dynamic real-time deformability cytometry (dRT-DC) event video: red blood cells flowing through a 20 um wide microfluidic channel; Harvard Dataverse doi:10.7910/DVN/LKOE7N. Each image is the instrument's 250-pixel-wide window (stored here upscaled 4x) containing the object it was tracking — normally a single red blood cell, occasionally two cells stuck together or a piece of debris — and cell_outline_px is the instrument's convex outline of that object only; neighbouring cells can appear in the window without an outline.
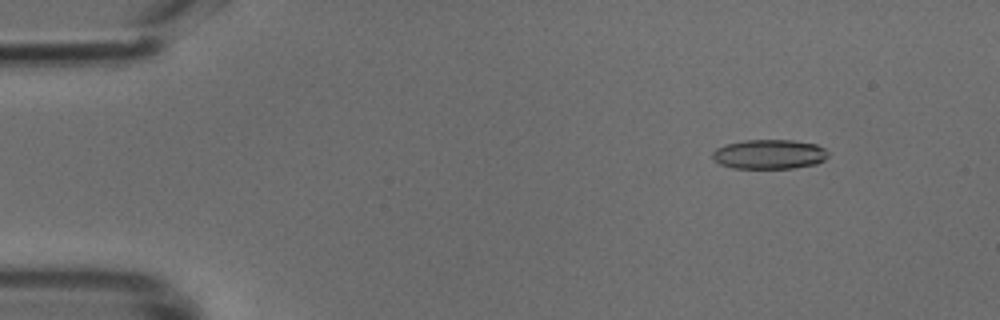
{"species": "common noctule bat (a hibernating species)", "species_latin": "Nyctalus noctula", "temperature_condition": "cold", "stored_images_in_passage": 49, "camera_frame_rate_fps": 3000, "um_per_image_px": 0.085, "animal": {"sex": "male", "body_mass_g": 18.8}, "frame": {"image": 1, "passage_image": 6, "time_ms": 1.667, "image_size_px": [1000, 320], "cell_outline_px": [[828, 156], [824, 160], [816, 164], [792, 168], [732, 168], [720, 164], [712, 160], [712, 152], [716, 148], [728, 144], [744, 140], [792, 140], [816, 144], [824, 148], [828, 152]], "centroid_in_image_um": [65.38, 13.11], "position_along_channel_um": 19.6, "area_um2": 19.94}}
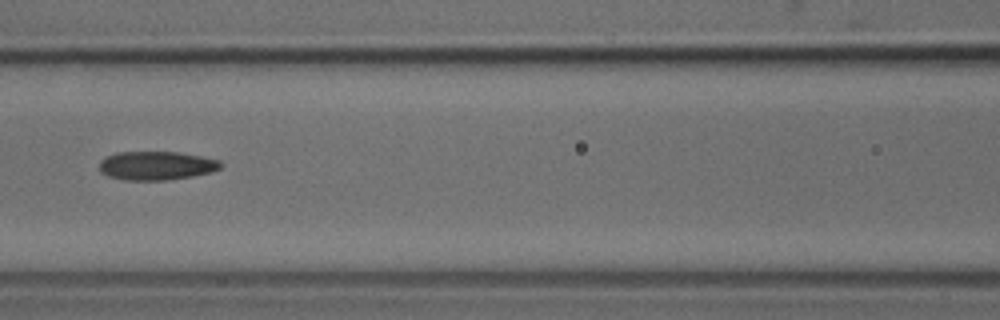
{"frame": {"image": 2, "passage_image": 22, "time_ms": 7.0, "image_size_px": [1000, 320], "cell_outline_px": [[224, 164], [220, 168], [212, 172], [192, 176], [164, 180], [124, 180], [108, 176], [100, 172], [100, 160], [116, 152], [180, 152], [220, 160]], "centroid_in_image_um": [13.31, 14.08], "position_along_channel_um": 153.3, "area_um2": 20.35}}
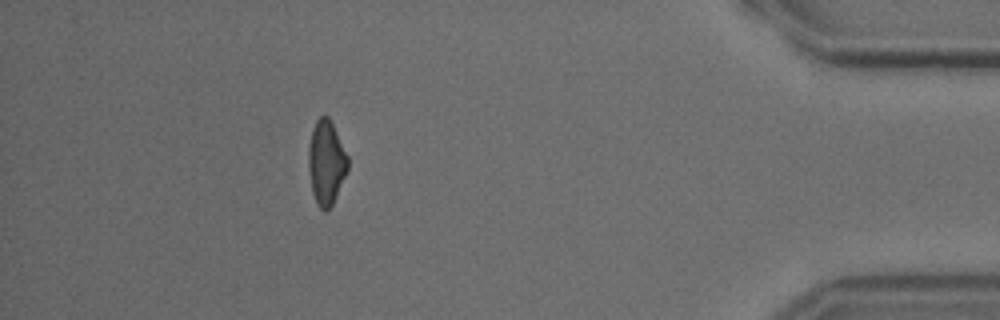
{"frame": {"image": 3, "passage_image": 44, "time_ms": 14.333, "image_size_px": [1000, 320], "cell_outline_px": [[348, 168], [332, 204], [324, 212], [316, 204], [312, 192], [308, 168], [308, 148], [312, 128], [316, 120], [320, 116], [328, 116], [348, 156]], "centroid_in_image_um": [27.7, 13.81], "position_along_channel_um": 407.5, "area_um2": 19.13}}